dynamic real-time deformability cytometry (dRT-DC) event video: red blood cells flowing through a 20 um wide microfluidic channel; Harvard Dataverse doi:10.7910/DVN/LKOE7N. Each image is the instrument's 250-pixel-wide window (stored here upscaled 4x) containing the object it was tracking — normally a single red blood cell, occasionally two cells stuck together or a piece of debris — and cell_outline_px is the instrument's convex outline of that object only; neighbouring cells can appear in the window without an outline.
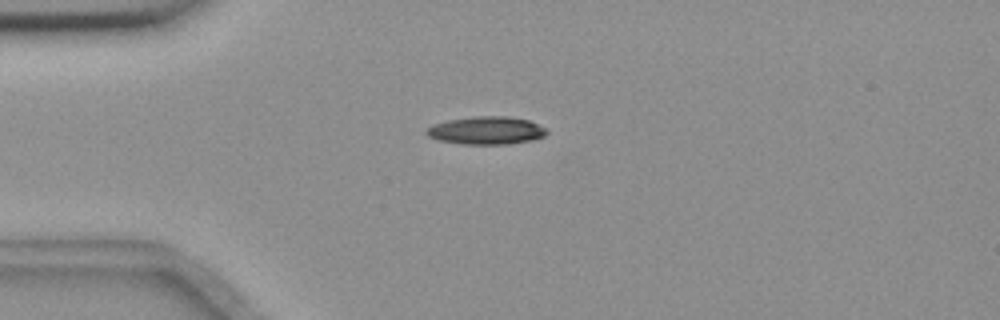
{"species": "common noctule bat (a hibernating species)", "species_latin": "Nyctalus noctula", "temperature_condition": "room temperature", "stored_images_in_passage": 38, "camera_frame_rate_fps": 3000, "um_per_image_px": 0.085, "animal": {"sex": "female", "body_mass_g": 18.4}, "frame": {"image": 1, "passage_image": 1, "time_ms": 0.0, "image_size_px": [1000, 320], "cell_outline_px": [[548, 132], [544, 136], [532, 140], [508, 144], [464, 144], [440, 140], [428, 136], [424, 132], [424, 128], [448, 120], [476, 116], [508, 116], [528, 120], [548, 128]], "centroid_in_image_um": [41.36, 11.09], "position_along_channel_um": 43.6, "area_um2": 19.54}}
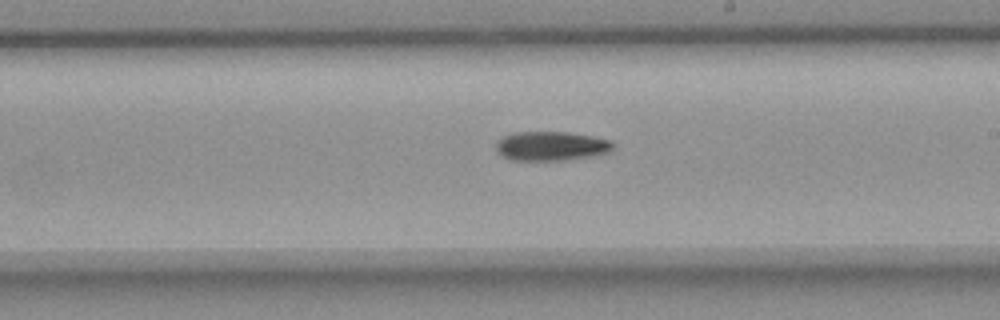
{"frame": {"image": 2, "passage_image": 19, "time_ms": 6.0, "image_size_px": [1000, 320], "cell_outline_px": [[616, 144], [608, 152], [592, 156], [564, 160], [512, 160], [496, 152], [496, 140], [512, 132], [568, 132], [592, 136], [612, 140]], "centroid_in_image_um": [46.85, 12.4], "position_along_channel_um": 242.2, "area_um2": 20.06}}
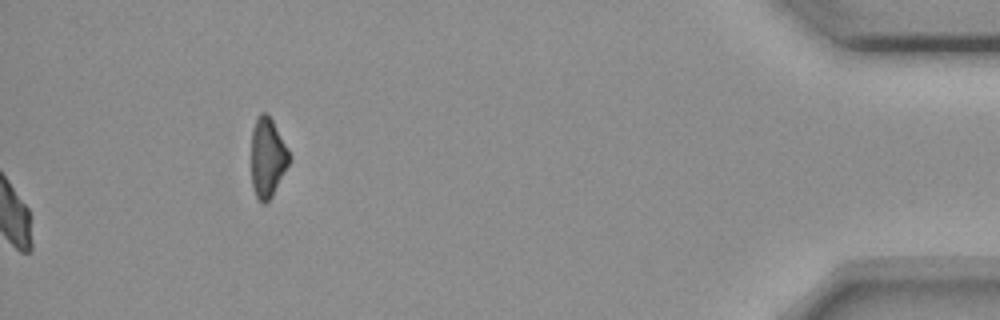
{"frame": {"image": 3, "passage_image": 38, "time_ms": 12.333, "image_size_px": [1000, 320], "cell_outline_px": [[292, 160], [272, 196], [264, 204], [256, 196], [252, 188], [252, 128], [260, 112], [264, 112], [272, 120], [288, 148], [292, 156]], "centroid_in_image_um": [22.77, 13.4], "position_along_channel_um": 412.4, "area_um2": 17.63}, "authors_computed_cell_mechanics": {"area_um2": 19.6809, "velocity_mm_per_s": 3.6564, "shape_relaxation_time_tau1_ms": 5.1177, "shape_relaxation_time_tau2_ms": null, "deformation_change_tau1": 0.1483, "deformation_change_tau2": null}}